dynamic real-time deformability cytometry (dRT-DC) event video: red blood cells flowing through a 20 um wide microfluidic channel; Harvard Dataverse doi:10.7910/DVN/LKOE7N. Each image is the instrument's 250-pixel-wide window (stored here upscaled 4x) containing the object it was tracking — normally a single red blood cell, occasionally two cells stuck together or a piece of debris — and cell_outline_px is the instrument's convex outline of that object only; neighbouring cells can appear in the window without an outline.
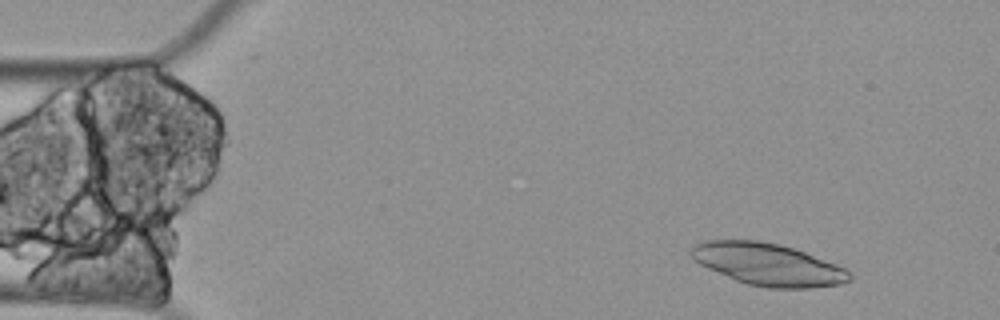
{"species": "Egyptian fruit bat (a non-hibernating species)", "species_latin": "Rousettus aegyptiacus", "temperature_condition": "cold", "stored_images_in_passage": 60, "camera_frame_rate_fps": 3000, "um_per_image_px": 0.085, "animal": {"sex": "female"}, "frame": {"image": 1, "passage_image": 6, "time_ms": 1.667, "image_size_px": [1000, 320], "cell_outline_px": [[852, 280], [840, 284], [808, 288], [768, 288], [748, 284], [736, 280], [708, 268], [700, 264], [688, 252], [696, 244], [704, 240], [756, 240], [780, 244], [804, 252], [836, 264], [852, 272]], "centroid_in_image_um": [65.3, 22.47], "position_along_channel_um": 19.7, "area_um2": 38.67}}
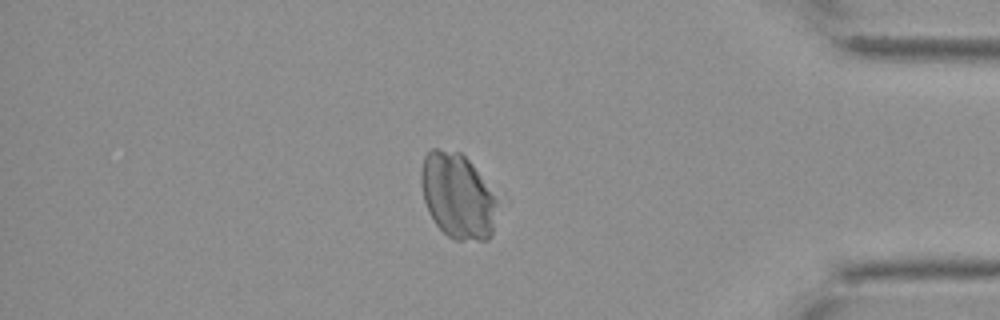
{"frame": {"image": 2, "passage_image": 51, "time_ms": 16.667, "image_size_px": [1000, 320], "cell_outline_px": [[500, 200], [492, 236], [488, 240], [452, 240], [436, 224], [428, 212], [424, 200], [420, 180], [420, 172], [424, 156], [432, 148], [440, 148], [460, 152], [472, 164]], "centroid_in_image_um": [38.92, 16.67], "position_along_channel_um": 396.3, "area_um2": 38.49}}